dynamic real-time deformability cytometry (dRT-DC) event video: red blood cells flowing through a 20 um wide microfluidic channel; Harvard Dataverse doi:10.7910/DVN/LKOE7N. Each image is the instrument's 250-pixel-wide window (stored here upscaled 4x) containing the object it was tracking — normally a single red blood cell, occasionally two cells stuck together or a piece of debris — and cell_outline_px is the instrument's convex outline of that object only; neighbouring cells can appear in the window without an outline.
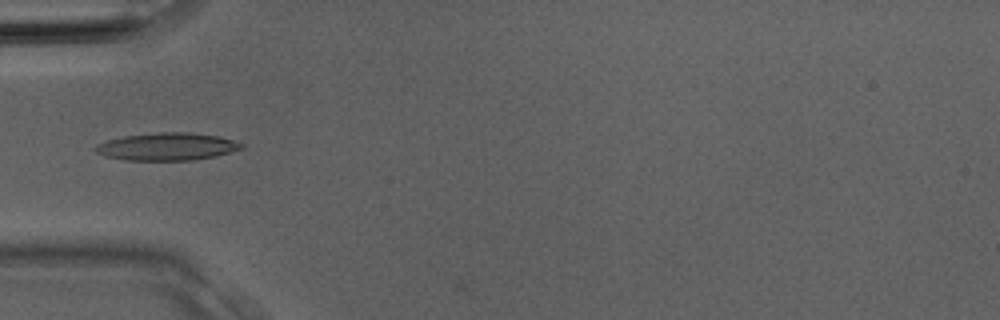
{"species": "Egyptian fruit bat (a non-hibernating species)", "species_latin": "Rousettus aegyptiacus", "temperature_condition": "room temperature", "stored_images_in_passage": 3, "camera_frame_rate_fps": 3000, "um_per_image_px": 0.085, "animal": {"sex": "male"}, "frame": {"image": 1, "passage_image": 3, "time_ms": 0.667, "image_size_px": [1000, 320], "cell_outline_px": [[244, 148], [232, 152], [216, 156], [192, 160], [124, 160], [104, 156], [96, 152], [92, 148], [96, 144], [108, 140], [124, 136], [160, 132], [188, 132], [220, 136], [244, 144]], "centroid_in_image_um": [14.2, 12.46], "position_along_channel_um": 70.8, "area_um2": 23.58}}